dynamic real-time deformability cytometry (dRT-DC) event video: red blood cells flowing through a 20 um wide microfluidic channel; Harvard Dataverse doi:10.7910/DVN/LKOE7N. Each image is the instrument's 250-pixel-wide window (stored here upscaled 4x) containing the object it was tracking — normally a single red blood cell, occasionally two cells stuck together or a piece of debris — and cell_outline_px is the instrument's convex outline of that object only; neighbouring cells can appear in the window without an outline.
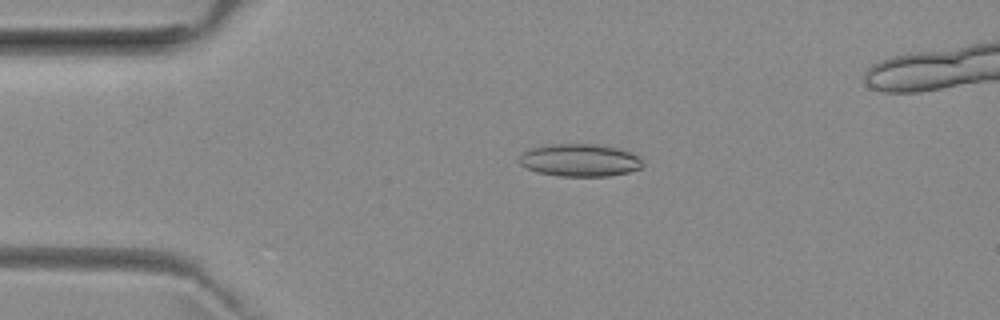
{"species": "common noctule bat (a hibernating species)", "species_latin": "Nyctalus noctula", "temperature_condition": "room temperature", "stored_images_in_passage": 49, "camera_frame_rate_fps": 3000, "um_per_image_px": 0.085, "animal": {"sex": "female", "body_mass_g": 29.2, "forearm_length_mm": 56.3}, "frame": {"image": 1, "passage_image": 11, "time_ms": 3.333, "image_size_px": [1000, 320], "cell_outline_px": [[644, 164], [640, 168], [628, 172], [608, 176], [560, 176], [536, 172], [524, 168], [520, 164], [520, 156], [528, 148], [544, 144], [596, 144], [616, 148], [628, 152], [636, 156]], "centroid_in_image_um": [49.21, 13.62], "position_along_channel_um": 35.8, "area_um2": 23.41}}
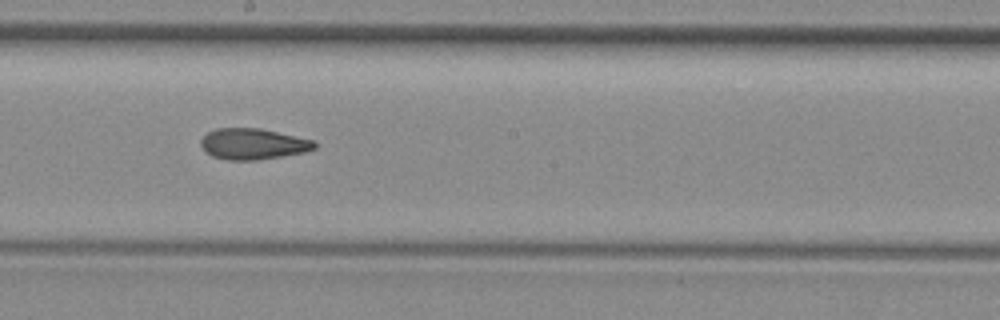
{"frame": {"image": 2, "passage_image": 28, "time_ms": 9.0, "image_size_px": [1000, 320], "cell_outline_px": [[316, 148], [304, 152], [256, 160], [228, 160], [212, 156], [200, 144], [200, 140], [208, 132], [216, 128], [260, 128], [312, 140], [316, 144]], "centroid_in_image_um": [21.48, 12.23], "position_along_channel_um": 226.7, "area_um2": 20.23}}
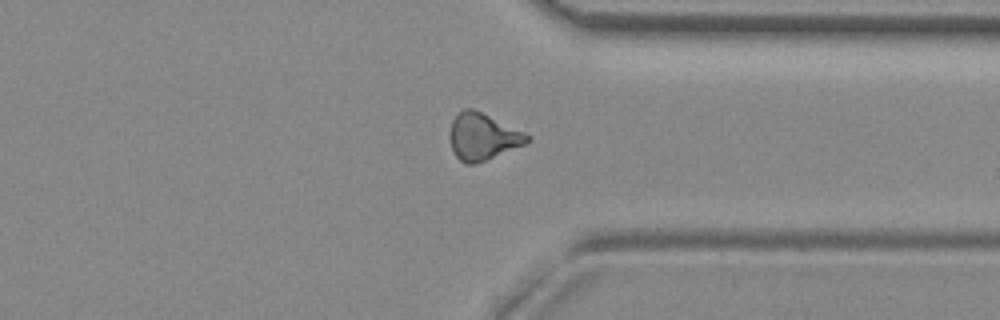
{"frame": {"image": 3, "passage_image": 39, "time_ms": 12.667, "image_size_px": [1000, 320], "cell_outline_px": [[532, 136], [524, 144], [476, 164], [464, 164], [456, 156], [452, 148], [448, 136], [452, 120], [464, 108], [472, 108], [524, 132]], "centroid_in_image_um": [40.99, 11.62], "position_along_channel_um": 370.4, "area_um2": 20.81}}